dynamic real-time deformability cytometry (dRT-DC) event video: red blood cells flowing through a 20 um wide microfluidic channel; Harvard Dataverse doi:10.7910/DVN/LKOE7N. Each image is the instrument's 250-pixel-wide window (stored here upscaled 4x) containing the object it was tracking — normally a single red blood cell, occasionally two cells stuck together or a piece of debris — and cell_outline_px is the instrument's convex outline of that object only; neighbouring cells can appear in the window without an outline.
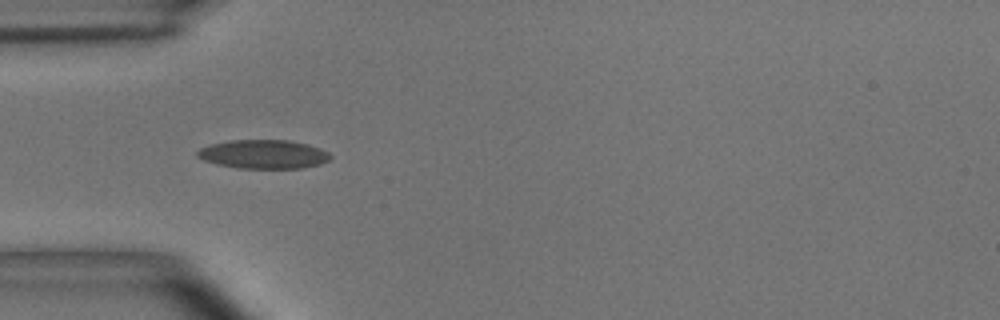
{"species": "common noctule bat (a hibernating species)", "species_latin": "Nyctalus noctula", "temperature_condition": "room temperature", "stored_images_in_passage": 2, "camera_frame_rate_fps": 3000, "um_per_image_px": 0.085, "animal": {"sex": "male", "body_mass_g": 15.6}, "frame": {"image": 1, "passage_image": 1, "time_ms": 0.0, "image_size_px": [1000, 320], "cell_outline_px": [[332, 156], [328, 160], [320, 164], [300, 168], [236, 168], [216, 164], [204, 160], [196, 156], [196, 152], [200, 148], [208, 144], [232, 140], [288, 140], [308, 144], [320, 148], [328, 152]], "centroid_in_image_um": [22.37, 13.1], "position_along_channel_um": 62.6, "area_um2": 22.43}}
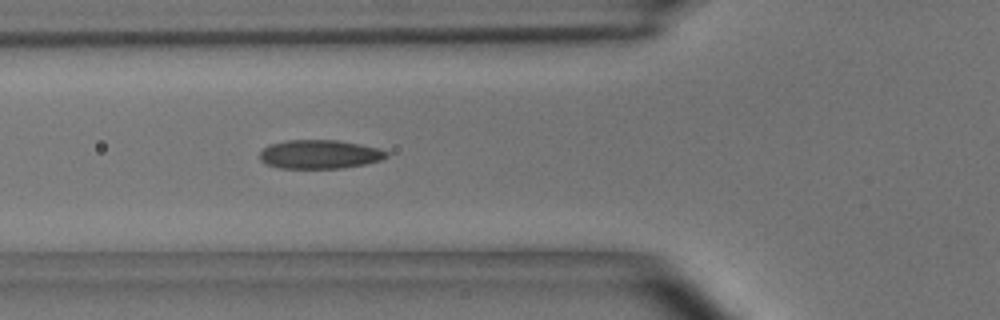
{"frame": {"image": 2, "passage_image": 2, "time_ms": 0.333, "image_size_px": [1000, 320], "cell_outline_px": [[388, 156], [380, 160], [364, 164], [340, 168], [280, 168], [268, 164], [260, 160], [260, 152], [268, 144], [288, 140], [336, 140], [360, 144], [380, 148], [388, 152]], "centroid_in_image_um": [27.17, 13.11], "position_along_channel_um": 98.6, "area_um2": 21.21}}